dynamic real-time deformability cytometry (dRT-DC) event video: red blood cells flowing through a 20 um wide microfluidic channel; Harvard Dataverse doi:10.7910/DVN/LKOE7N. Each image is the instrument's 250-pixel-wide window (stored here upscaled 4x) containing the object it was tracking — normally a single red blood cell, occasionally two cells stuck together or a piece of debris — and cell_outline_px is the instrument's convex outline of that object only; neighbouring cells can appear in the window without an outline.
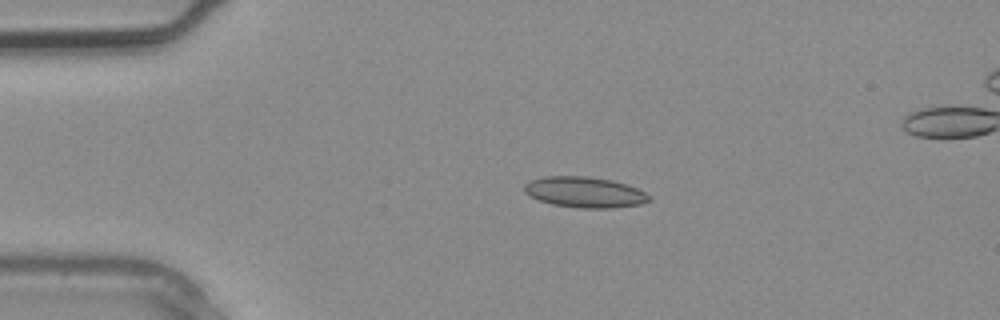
{"species": "common noctule bat (a hibernating species)", "species_latin": "Nyctalus noctula", "temperature_condition": "warm", "stored_images_in_passage": 2, "camera_frame_rate_fps": 3000, "um_per_image_px": 0.085, "animal": {"sex": "male", "body_mass_g": 20.4}, "frame": {"image": 1, "passage_image": 1, "time_ms": 0.0, "image_size_px": [1000, 320], "cell_outline_px": [[652, 200], [640, 204], [612, 208], [580, 208], [552, 204], [528, 196], [524, 192], [524, 184], [532, 180], [544, 176], [588, 176], [612, 180], [628, 184], [652, 196]], "centroid_in_image_um": [49.71, 16.33], "position_along_channel_um": 35.3, "area_um2": 22.48}}